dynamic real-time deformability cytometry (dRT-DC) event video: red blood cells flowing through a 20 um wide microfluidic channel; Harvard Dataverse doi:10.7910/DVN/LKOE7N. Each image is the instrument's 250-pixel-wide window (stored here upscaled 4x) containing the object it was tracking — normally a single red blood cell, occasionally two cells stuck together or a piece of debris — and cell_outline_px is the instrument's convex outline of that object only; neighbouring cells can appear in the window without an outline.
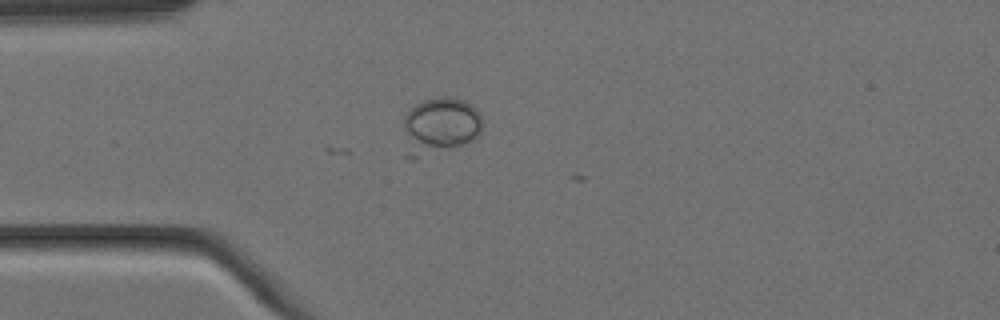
{"species": "Egyptian fruit bat (a non-hibernating species)", "species_latin": "Rousettus aegyptiacus", "temperature_condition": "cold", "stored_images_in_passage": 5, "camera_frame_rate_fps": 3000, "um_per_image_px": 0.085, "animal": {"sex": "female"}, "frame": {"image": 1, "passage_image": 5, "time_ms": 1.333, "image_size_px": [1000, 320], "cell_outline_px": [[480, 132], [472, 140], [416, 160], [412, 160], [404, 156], [404, 116], [416, 104], [424, 100], [444, 96], [464, 100], [472, 104], [476, 108], [480, 116]], "centroid_in_image_um": [37.32, 10.73], "position_along_channel_um": 47.7, "area_um2": 26.36}}